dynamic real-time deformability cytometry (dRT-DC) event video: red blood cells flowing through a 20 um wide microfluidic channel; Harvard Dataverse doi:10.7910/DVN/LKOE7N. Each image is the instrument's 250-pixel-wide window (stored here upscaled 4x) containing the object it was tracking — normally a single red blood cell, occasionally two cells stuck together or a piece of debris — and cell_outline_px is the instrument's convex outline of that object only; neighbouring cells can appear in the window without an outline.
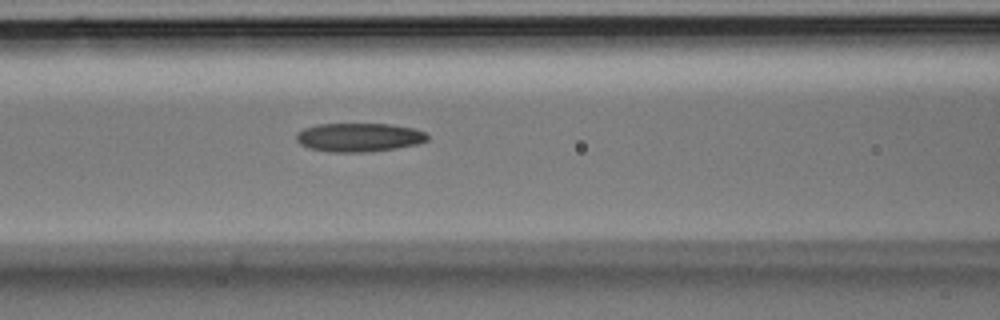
{"species": "Egyptian fruit bat (a non-hibernating species)", "species_latin": "Rousettus aegyptiacus", "temperature_condition": "room temperature", "stored_images_in_passage": 5, "camera_frame_rate_fps": 3000, "um_per_image_px": 0.085, "animal": {"sex": "male"}, "frame": {"image": 1, "passage_image": 5, "time_ms": 1.333, "image_size_px": [1000, 320], "cell_outline_px": [[428, 140], [416, 144], [392, 148], [364, 152], [332, 152], [308, 148], [300, 144], [296, 140], [296, 132], [304, 128], [316, 124], [388, 124], [416, 128], [424, 132], [428, 136]], "centroid_in_image_um": [30.47, 11.66], "position_along_channel_um": 136.1, "area_um2": 21.85}}